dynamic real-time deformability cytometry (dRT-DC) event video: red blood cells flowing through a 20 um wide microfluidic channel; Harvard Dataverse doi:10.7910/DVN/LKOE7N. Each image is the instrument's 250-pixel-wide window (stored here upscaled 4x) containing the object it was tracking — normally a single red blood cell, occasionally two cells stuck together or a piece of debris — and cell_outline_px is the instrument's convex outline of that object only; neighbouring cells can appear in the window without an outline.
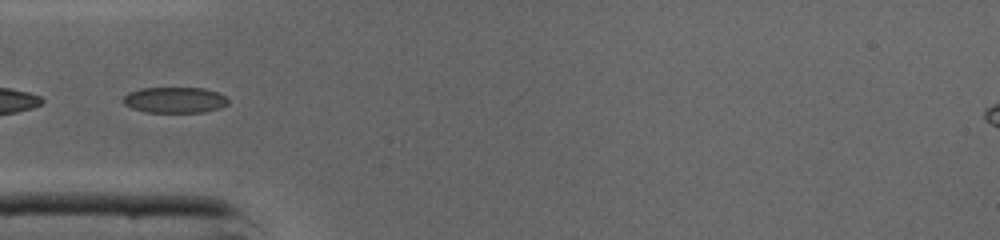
{"species": "common noctule bat (a hibernating species)", "species_latin": "Nyctalus noctula", "temperature_condition": "cold", "stored_images_in_passage": 44, "camera_frame_rate_fps": 3000, "um_per_image_px": 0.085, "animal": {"sex": "male", "body_mass_g": 19.0, "forearm_length_mm": 50.8}, "frame": {"image": 1, "passage_image": 14, "time_ms": 4.333, "image_size_px": [1000, 240], "cell_outline_px": [[228, 104], [220, 108], [204, 112], [144, 112], [132, 108], [124, 104], [124, 96], [128, 92], [140, 88], [204, 88], [216, 92], [224, 96], [228, 100]], "centroid_in_image_um": [14.84, 8.5], "position_along_channel_um": 70.2, "area_um2": 15.78}}
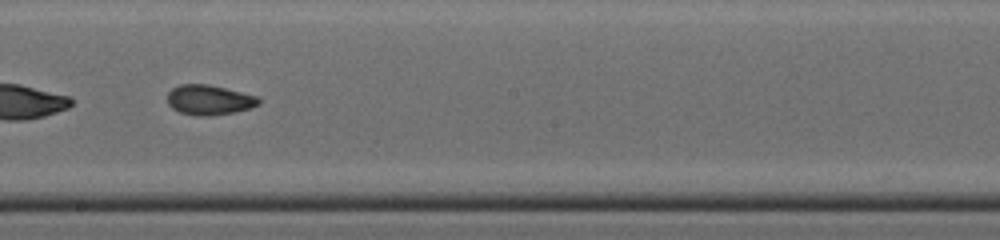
{"frame": {"image": 2, "passage_image": 25, "time_ms": 8.0, "image_size_px": [1000, 240], "cell_outline_px": [[260, 104], [248, 108], [232, 112], [208, 116], [196, 116], [180, 112], [172, 108], [168, 104], [168, 92], [172, 88], [180, 84], [208, 84], [256, 96], [260, 100]], "centroid_in_image_um": [17.74, 8.49], "position_along_channel_um": 230.5, "area_um2": 15.72}}
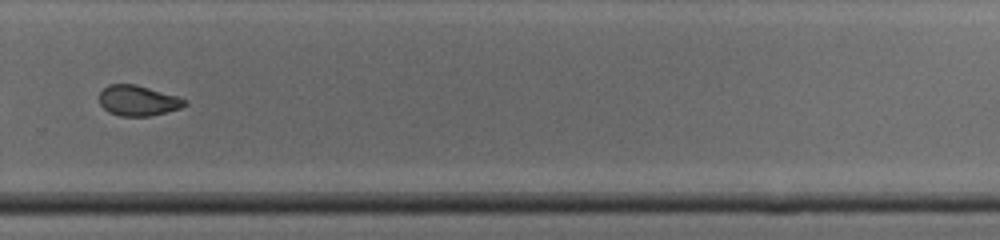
{"frame": {"image": 3, "passage_image": 31, "time_ms": 10.0, "image_size_px": [1000, 240], "cell_outline_px": [[188, 104], [180, 108], [152, 116], [120, 116], [108, 112], [100, 104], [100, 92], [108, 84], [136, 84], [176, 96], [188, 100]], "centroid_in_image_um": [11.74, 8.55], "position_along_channel_um": 318.1, "area_um2": 15.14}, "authors_computed_cell_mechanics": {"area_um2": 16.2996, "velocity_mm_per_s": 4.3772, "shape_relaxation_time_tau1_ms": 3.9822, "shape_relaxation_time_tau2_ms": 2.2025, "deformation_change_tau1": 0.1323, "deformation_change_tau2": 0.0786}}